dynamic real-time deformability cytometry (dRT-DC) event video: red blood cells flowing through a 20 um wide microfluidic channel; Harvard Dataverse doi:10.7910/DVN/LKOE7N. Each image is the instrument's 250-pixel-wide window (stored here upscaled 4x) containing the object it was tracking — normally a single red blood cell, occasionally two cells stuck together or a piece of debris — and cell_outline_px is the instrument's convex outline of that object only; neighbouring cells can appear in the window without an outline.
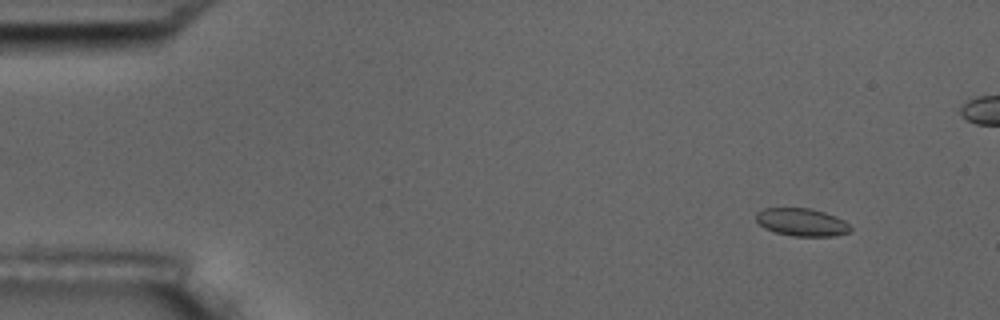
{"species": "common noctule bat (a hibernating species)", "species_latin": "Nyctalus noctula", "temperature_condition": "room temperature", "stored_images_in_passage": 5, "camera_frame_rate_fps": 3000, "um_per_image_px": 0.085, "animal": {"sex": "male", "body_mass_g": 17.5, "forearm_length_mm": 52.3}, "frame": {"image": 1, "passage_image": 1, "time_ms": 0.0, "image_size_px": [1000, 320], "cell_outline_px": [[852, 228], [848, 232], [836, 236], [792, 236], [776, 232], [764, 228], [756, 220], [756, 212], [764, 208], [808, 208], [824, 212], [836, 216], [844, 220]], "centroid_in_image_um": [68.15, 18.88], "position_along_channel_um": 16.9, "area_um2": 15.26}}